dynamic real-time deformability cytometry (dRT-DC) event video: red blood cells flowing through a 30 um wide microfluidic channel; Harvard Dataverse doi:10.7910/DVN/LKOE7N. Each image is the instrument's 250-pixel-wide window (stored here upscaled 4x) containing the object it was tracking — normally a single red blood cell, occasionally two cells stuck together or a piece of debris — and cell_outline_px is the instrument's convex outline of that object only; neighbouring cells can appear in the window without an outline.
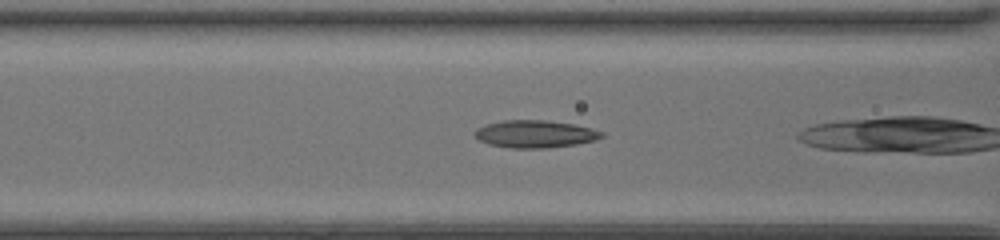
{"species": "common noctule bat (a hibernating species)", "species_latin": "Nyctalus noctula", "temperature_condition": "room temperature", "stored_images_in_passage": 26, "camera_frame_rate_fps": 3000, "um_per_image_px": 0.085, "animal": {"sex": "female", "body_mass_g": 20.0, "forearm_length_mm": 54.0}, "frame": {"image": 1, "passage_image": 22, "time_ms": 7.0, "image_size_px": [1000, 240], "cell_outline_px": [[604, 136], [596, 140], [576, 144], [544, 148], [508, 148], [488, 144], [480, 140], [472, 132], [476, 128], [488, 124], [504, 120], [548, 120], [572, 124], [592, 128], [604, 132]], "centroid_in_image_um": [45.48, 11.39], "position_along_channel_um": 121.1, "area_um2": 20.35}}